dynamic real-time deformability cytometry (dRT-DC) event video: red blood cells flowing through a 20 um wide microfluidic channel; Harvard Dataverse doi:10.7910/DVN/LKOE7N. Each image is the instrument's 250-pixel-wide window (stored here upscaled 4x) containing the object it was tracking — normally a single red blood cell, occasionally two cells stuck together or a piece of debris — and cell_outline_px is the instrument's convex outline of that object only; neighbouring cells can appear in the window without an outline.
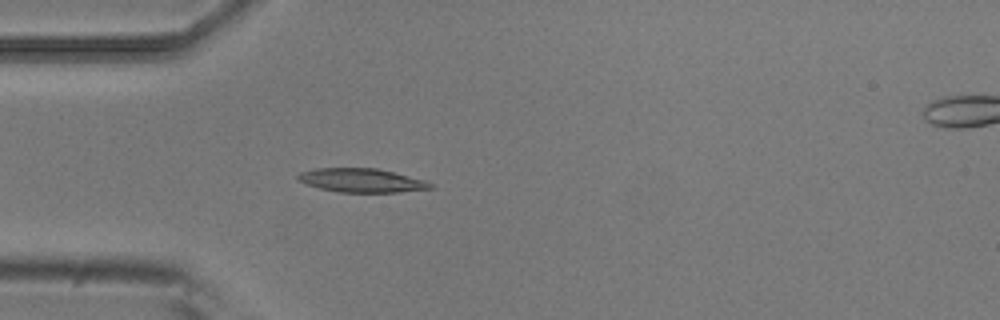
{"species": "common noctule bat (a hibernating species)", "species_latin": "Nyctalus noctula", "temperature_condition": "room temperature", "stored_images_in_passage": 6, "camera_frame_rate_fps": 3000, "um_per_image_px": 0.085, "animal": {"sex": "male", "body_mass_g": 20.5, "forearm_length_mm": 52.5}, "frame": {"image": 1, "passage_image": 5, "time_ms": 1.333, "image_size_px": [1000, 320], "cell_outline_px": [[436, 188], [396, 192], [340, 192], [320, 188], [308, 184], [300, 180], [296, 176], [300, 172], [316, 168], [376, 168], [424, 180], [432, 184]], "centroid_in_image_um": [30.74, 15.33], "position_along_channel_um": 54.3, "area_um2": 18.09}}